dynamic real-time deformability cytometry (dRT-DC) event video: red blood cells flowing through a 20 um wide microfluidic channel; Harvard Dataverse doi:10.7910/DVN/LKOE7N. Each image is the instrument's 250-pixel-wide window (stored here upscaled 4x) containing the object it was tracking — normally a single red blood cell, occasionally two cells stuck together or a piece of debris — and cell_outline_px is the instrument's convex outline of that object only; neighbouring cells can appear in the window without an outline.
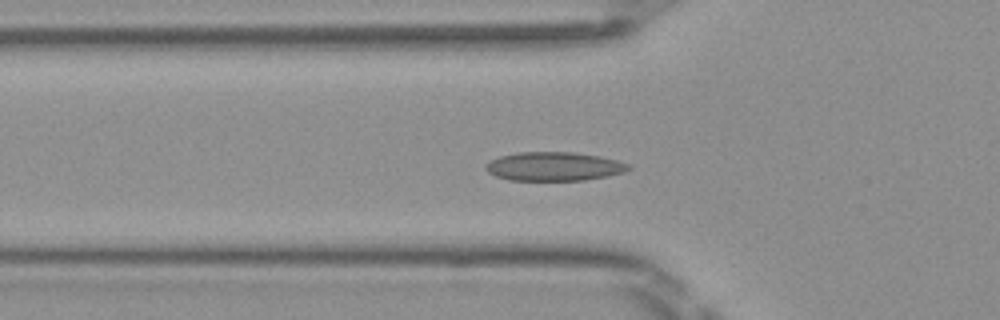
{"species": "Egyptian fruit bat (a non-hibernating species)", "species_latin": "Rousettus aegyptiacus", "temperature_condition": "room temperature", "stored_images_in_passage": 36, "camera_frame_rate_fps": 3000, "um_per_image_px": 0.085, "frame": {"image": 1, "passage_image": 2, "time_ms": 0.333, "image_size_px": [1000, 320], "cell_outline_px": [[632, 168], [624, 172], [608, 176], [584, 180], [508, 180], [496, 176], [488, 172], [484, 168], [492, 160], [500, 156], [520, 152], [572, 152], [600, 156], [616, 160], [628, 164]], "centroid_in_image_um": [47.11, 14.15], "position_along_channel_um": 78.7, "area_um2": 23.81}}
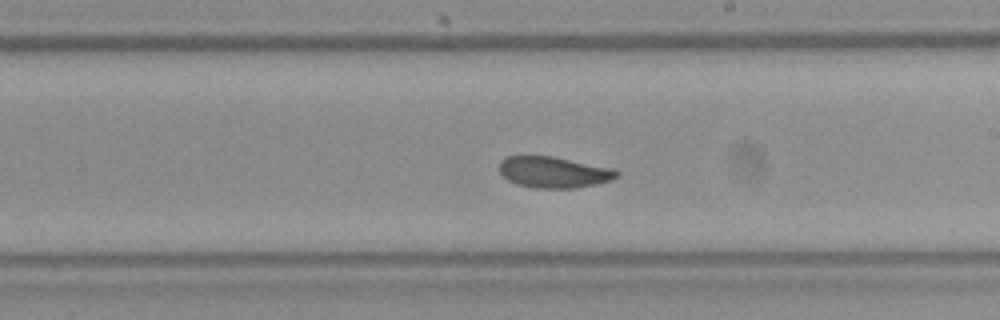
{"frame": {"image": 2, "passage_image": 14, "time_ms": 4.333, "image_size_px": [1000, 320], "cell_outline_px": [[620, 176], [612, 180], [596, 184], [576, 188], [532, 188], [516, 184], [508, 180], [500, 172], [500, 160], [504, 156], [552, 156], [612, 168], [620, 172]], "centroid_in_image_um": [47.07, 14.64], "position_along_channel_um": 241.9, "area_um2": 21.44}}
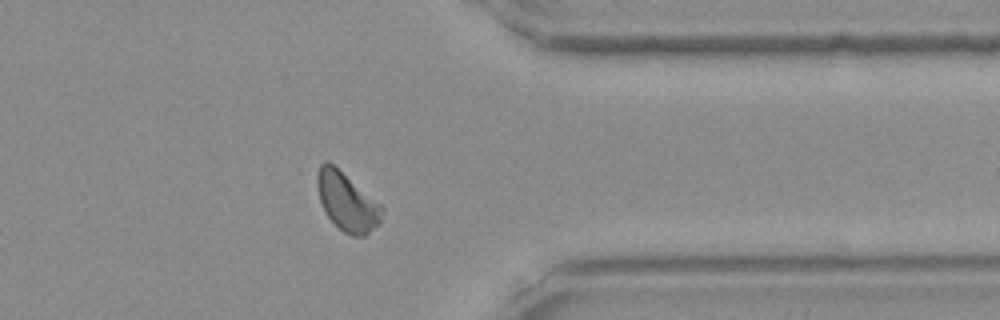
{"frame": {"image": 3, "passage_image": 25, "time_ms": 8.0, "image_size_px": [1000, 320], "cell_outline_px": [[384, 208], [380, 224], [364, 236], [352, 236], [344, 232], [324, 212], [320, 200], [316, 184], [316, 176], [320, 164], [324, 160], [328, 160], [380, 204]], "centroid_in_image_um": [29.48, 17.14], "position_along_channel_um": 381.9, "area_um2": 21.85}, "authors_computed_cell_mechanics": {"area_um2": 21.7906, "velocity_mm_per_s": 4.0659, "shape_relaxation_time_tau1_ms": 2.6476, "shape_relaxation_time_tau2_ms": 2.0056, "deformation_change_tau1": 0.0849, "deformation_change_tau2": 0.0545}}